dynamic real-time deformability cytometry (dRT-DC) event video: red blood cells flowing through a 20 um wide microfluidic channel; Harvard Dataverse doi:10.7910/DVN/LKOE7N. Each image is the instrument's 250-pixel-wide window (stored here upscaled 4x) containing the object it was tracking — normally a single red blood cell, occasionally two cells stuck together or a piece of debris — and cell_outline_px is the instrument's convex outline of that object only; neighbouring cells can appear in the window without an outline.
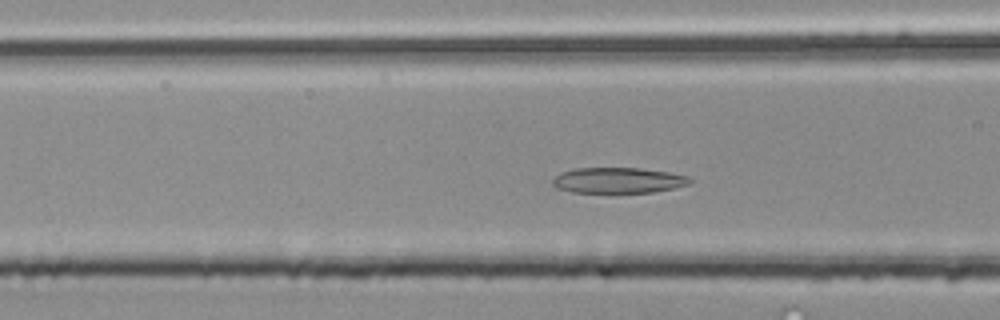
{"species": "common noctule bat (a hibernating species)", "species_latin": "Nyctalus noctula", "temperature_condition": "room temperature", "stored_images_in_passage": 33, "camera_frame_rate_fps": 3000, "um_per_image_px": 0.085, "animal": {"sex": "male", "body_mass_g": 20.4}, "frame": {"image": 1, "passage_image": 13, "time_ms": 4.0, "image_size_px": [1000, 320], "cell_outline_px": [[692, 180], [688, 184], [672, 188], [652, 192], [572, 192], [560, 188], [552, 184], [552, 180], [560, 172], [576, 168], [640, 168], [668, 172], [688, 176]], "centroid_in_image_um": [52.53, 15.32], "position_along_channel_um": 114.1, "area_um2": 20.23}}
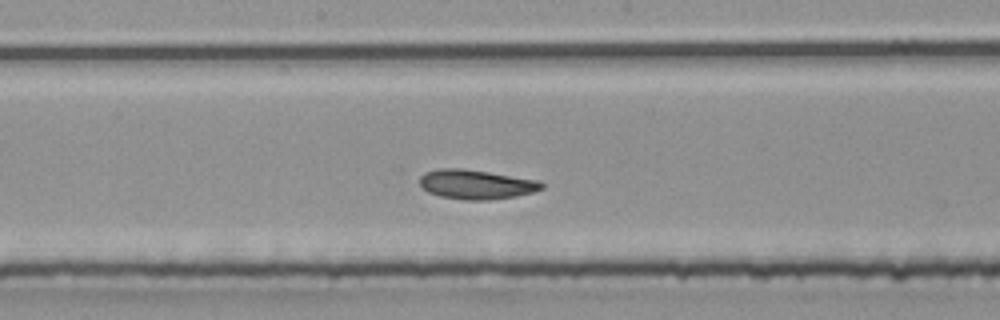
{"frame": {"image": 2, "passage_image": 20, "time_ms": 6.333, "image_size_px": [1000, 320], "cell_outline_px": [[544, 188], [532, 192], [516, 196], [488, 200], [464, 200], [440, 196], [428, 192], [420, 184], [420, 176], [424, 172], [440, 168], [460, 168], [488, 172], [540, 180], [544, 184]], "centroid_in_image_um": [40.48, 15.67], "position_along_channel_um": 207.7, "area_um2": 20.92}}
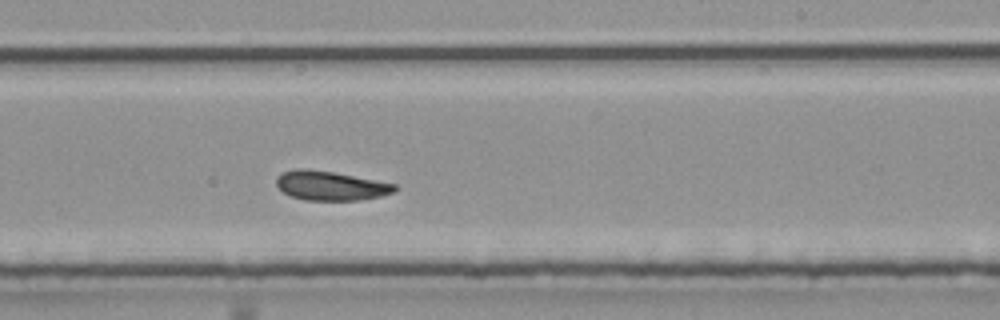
{"frame": {"image": 3, "passage_image": 24, "time_ms": 7.667, "image_size_px": [1000, 320], "cell_outline_px": [[396, 192], [380, 196], [360, 200], [304, 200], [292, 196], [284, 192], [276, 184], [276, 176], [280, 172], [296, 168], [308, 168], [332, 172], [396, 184]], "centroid_in_image_um": [28.06, 15.77], "position_along_channel_um": 260.9, "area_um2": 20.17}}